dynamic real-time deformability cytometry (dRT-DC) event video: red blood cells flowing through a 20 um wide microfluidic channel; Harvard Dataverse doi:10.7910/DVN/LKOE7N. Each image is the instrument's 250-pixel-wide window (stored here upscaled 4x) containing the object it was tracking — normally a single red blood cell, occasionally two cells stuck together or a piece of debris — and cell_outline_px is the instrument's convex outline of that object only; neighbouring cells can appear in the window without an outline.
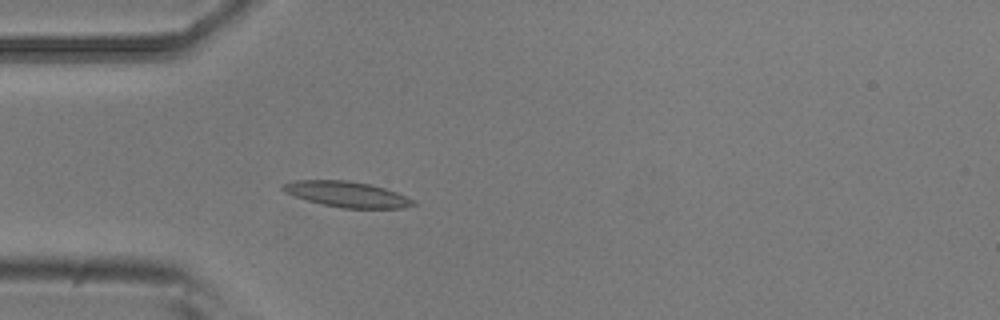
{"species": "common noctule bat (a hibernating species)", "species_latin": "Nyctalus noctula", "temperature_condition": "room temperature", "stored_images_in_passage": 4, "camera_frame_rate_fps": 3000, "um_per_image_px": 0.085, "animal": {"sex": "male", "body_mass_g": 20.5, "forearm_length_mm": 52.5}, "frame": {"image": 1, "passage_image": 4, "time_ms": 1.0, "image_size_px": [1000, 320], "cell_outline_px": [[416, 204], [404, 208], [340, 208], [308, 200], [284, 192], [280, 188], [280, 184], [292, 180], [348, 180], [372, 184], [396, 192], [412, 200]], "centroid_in_image_um": [29.44, 16.5], "position_along_channel_um": 55.6, "area_um2": 19.42}}